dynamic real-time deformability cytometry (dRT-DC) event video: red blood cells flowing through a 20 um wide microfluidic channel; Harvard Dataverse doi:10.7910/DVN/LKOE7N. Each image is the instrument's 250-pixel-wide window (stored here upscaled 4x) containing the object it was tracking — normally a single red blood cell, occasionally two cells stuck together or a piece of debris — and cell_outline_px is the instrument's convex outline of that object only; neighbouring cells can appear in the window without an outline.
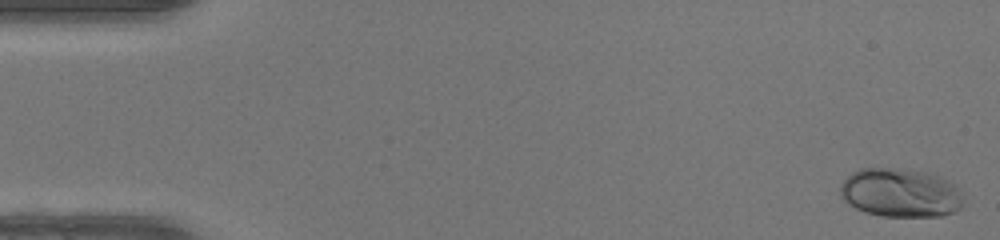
{"species": "human", "species_latin": "Homo sapiens", "temperature_condition": "warm", "stored_images_in_passage": 49, "camera_frame_rate_fps": 3000, "um_per_image_px": 0.085, "donor": {"sex": "female"}, "frame": {"image": 1, "passage_image": 1, "time_ms": 0.0, "image_size_px": [1000, 240], "cell_outline_px": [[964, 200], [960, 208], [952, 212], [940, 216], [880, 216], [864, 212], [848, 204], [840, 196], [840, 184], [852, 172], [860, 168], [900, 168], [924, 172], [940, 176], [948, 180], [960, 188], [964, 192]], "centroid_in_image_um": [76.55, 16.38], "position_along_channel_um": 8.4, "area_um2": 35.43}}
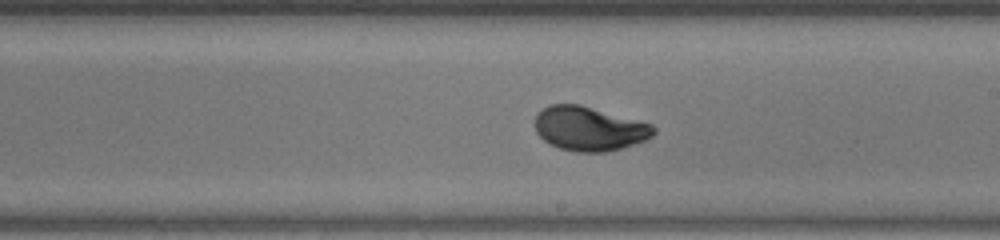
{"frame": {"image": 2, "passage_image": 28, "time_ms": 9.0, "image_size_px": [1000, 240], "cell_outline_px": [[656, 132], [652, 136], [644, 140], [608, 152], [576, 152], [560, 148], [548, 144], [536, 132], [536, 116], [544, 108], [552, 104], [580, 104], [652, 124], [656, 128]], "centroid_in_image_um": [50.09, 10.94], "position_along_channel_um": 238.9, "area_um2": 30.35}}
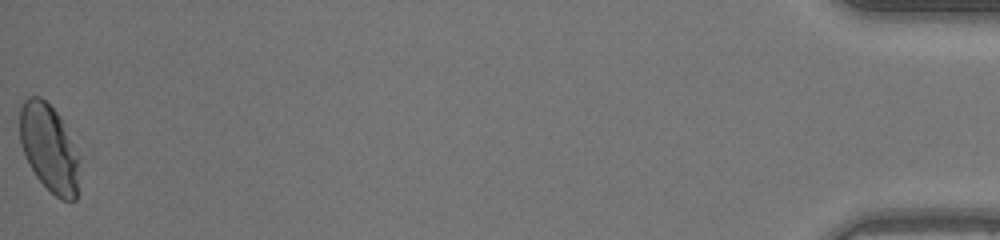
{"frame": {"image": 3, "passage_image": 49, "time_ms": 16.0, "image_size_px": [1000, 240], "cell_outline_px": [[80, 160], [76, 200], [60, 200], [36, 176], [28, 164], [20, 144], [20, 108], [24, 100], [28, 96], [40, 96], [56, 112], [64, 124], [80, 156]], "centroid_in_image_um": [4.18, 12.59], "position_along_channel_um": 431.0, "area_um2": 30.46}, "authors_computed_cell_mechanics": {"area_um2": 30.345, "velocity_mm_per_s": 4.2297, "shape_relaxation_time_tau1_ms": 2.5473, "shape_relaxation_time_tau2_ms": null, "deformation_change_tau1": 0.1399, "deformation_change_tau2": null}}